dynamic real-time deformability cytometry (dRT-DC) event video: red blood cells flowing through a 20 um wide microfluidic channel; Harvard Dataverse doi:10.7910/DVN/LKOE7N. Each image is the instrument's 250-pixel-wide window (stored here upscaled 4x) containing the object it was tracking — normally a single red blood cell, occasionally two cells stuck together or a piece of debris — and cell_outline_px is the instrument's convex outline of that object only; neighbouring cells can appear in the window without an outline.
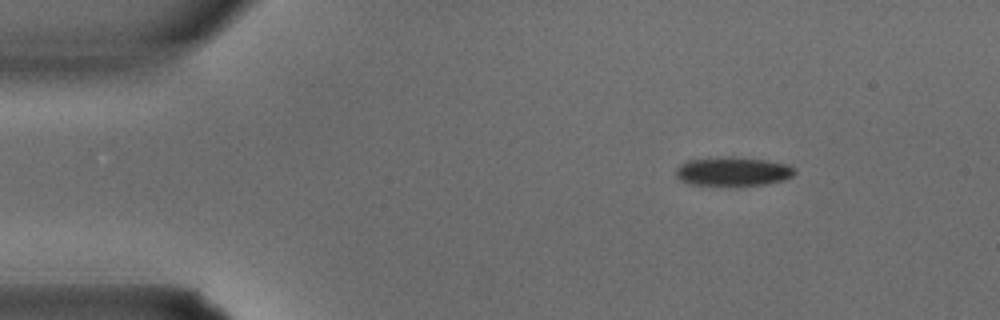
{"species": "common noctule bat (a hibernating species)", "species_latin": "Nyctalus noctula", "temperature_condition": "warm", "stored_images_in_passage": 2, "camera_frame_rate_fps": 3000, "um_per_image_px": 0.085, "animal": {"sex": "male", "body_mass_g": 15.6}, "frame": {"image": 1, "passage_image": 1, "time_ms": 0.0, "image_size_px": [1000, 320], "cell_outline_px": [[796, 172], [792, 176], [784, 180], [764, 184], [688, 184], [680, 180], [676, 176], [676, 168], [680, 164], [688, 160], [716, 156], [736, 156], [764, 160], [788, 164], [796, 168]], "centroid_in_image_um": [62.29, 14.53], "position_along_channel_um": 22.7, "area_um2": 20.0}}